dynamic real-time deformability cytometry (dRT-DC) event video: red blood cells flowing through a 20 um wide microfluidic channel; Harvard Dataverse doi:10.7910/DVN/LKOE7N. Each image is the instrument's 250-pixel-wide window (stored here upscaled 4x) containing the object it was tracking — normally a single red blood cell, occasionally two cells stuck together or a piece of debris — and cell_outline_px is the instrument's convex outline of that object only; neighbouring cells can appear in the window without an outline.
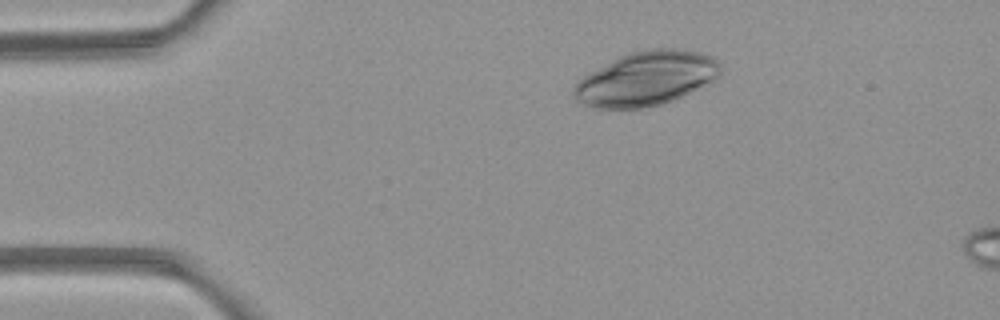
{"species": "common noctule bat (a hibernating species)", "species_latin": "Nyctalus noctula", "temperature_condition": "room temperature", "stored_images_in_passage": 2, "camera_frame_rate_fps": 3000, "um_per_image_px": 0.085, "animal": {"sex": "female", "body_mass_g": 21.9}, "frame": {"image": 1, "passage_image": 2, "time_ms": 1.333, "image_size_px": [1000, 320], "cell_outline_px": [[720, 76], [716, 80], [672, 100], [660, 104], [640, 108], [592, 108], [576, 100], [572, 96], [572, 88], [576, 80], [612, 60], [620, 56], [632, 52], [652, 48], [684, 48], [700, 52], [712, 56], [720, 64]], "centroid_in_image_um": [54.92, 6.67], "position_along_channel_um": 30.1, "area_um2": 46.41}}